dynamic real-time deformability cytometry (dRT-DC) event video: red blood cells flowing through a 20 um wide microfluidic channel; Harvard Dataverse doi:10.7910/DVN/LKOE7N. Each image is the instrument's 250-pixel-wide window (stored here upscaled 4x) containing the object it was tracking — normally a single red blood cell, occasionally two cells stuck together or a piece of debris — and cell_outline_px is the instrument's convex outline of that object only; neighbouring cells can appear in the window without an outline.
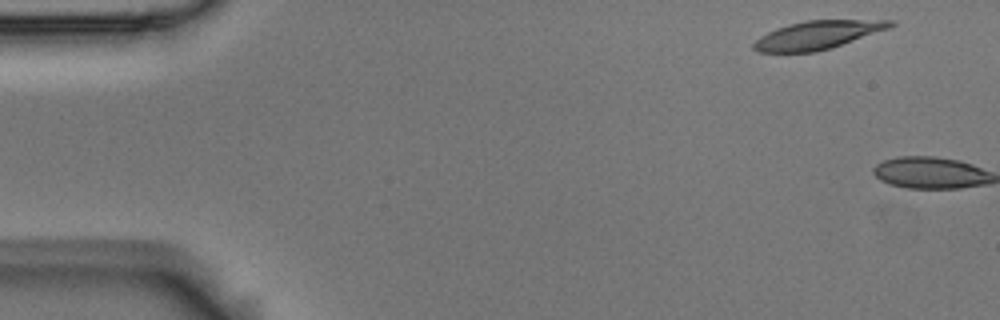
{"species": "Egyptian fruit bat (a non-hibernating species)", "species_latin": "Rousettus aegyptiacus", "temperature_condition": "room temperature", "stored_images_in_passage": 2, "camera_frame_rate_fps": 3000, "um_per_image_px": 0.085, "animal": {"sex": "male"}, "frame": {"image": 1, "passage_image": 1, "time_ms": 0.0, "image_size_px": [1000, 320], "cell_outline_px": [[896, 24], [888, 28], [832, 48], [816, 52], [756, 52], [752, 48], [752, 44], [760, 36], [776, 28], [788, 24], [804, 20], [896, 20]], "centroid_in_image_um": [69.46, 2.98], "position_along_channel_um": 15.5, "area_um2": 22.54}}